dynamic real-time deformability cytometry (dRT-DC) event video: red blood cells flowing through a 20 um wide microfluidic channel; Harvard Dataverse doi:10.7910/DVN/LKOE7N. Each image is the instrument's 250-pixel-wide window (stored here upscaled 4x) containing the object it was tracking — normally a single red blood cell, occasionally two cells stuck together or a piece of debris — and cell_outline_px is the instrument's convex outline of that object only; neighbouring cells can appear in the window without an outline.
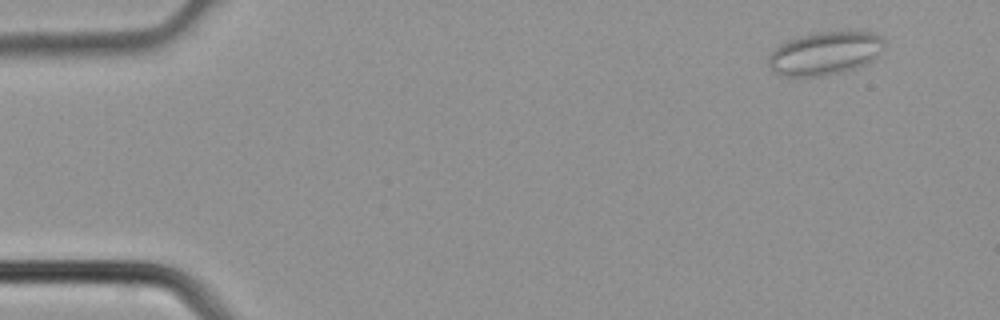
{"species": "common noctule bat (a hibernating species)", "species_latin": "Nyctalus noctula", "temperature_condition": "cold", "stored_images_in_passage": 3, "camera_frame_rate_fps": 3000, "um_per_image_px": 0.085, "animal": {"sex": "male", "body_mass_g": 21.5, "forearm_length_mm": 52.0}, "frame": {"image": 1, "passage_image": 1, "time_ms": 0.0, "image_size_px": [1000, 320], "cell_outline_px": [[884, 48], [880, 56], [864, 64], [840, 72], [820, 76], [784, 76], [772, 72], [768, 64], [768, 56], [780, 44], [788, 40], [800, 36], [816, 32], [872, 32], [880, 36], [884, 40]], "centroid_in_image_um": [70.12, 4.53], "position_along_channel_um": 14.9, "area_um2": 29.07}}